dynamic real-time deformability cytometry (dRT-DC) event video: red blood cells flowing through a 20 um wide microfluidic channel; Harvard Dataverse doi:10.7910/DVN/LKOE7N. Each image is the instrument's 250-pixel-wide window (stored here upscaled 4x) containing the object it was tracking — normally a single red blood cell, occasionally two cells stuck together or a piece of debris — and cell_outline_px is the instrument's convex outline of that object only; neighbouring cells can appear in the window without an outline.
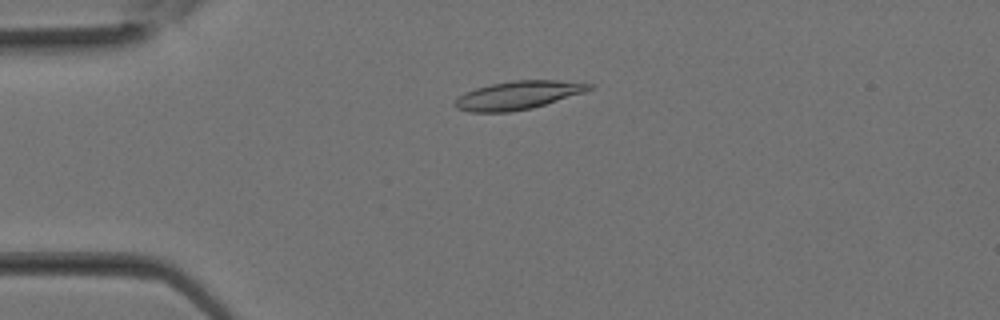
{"species": "Egyptian fruit bat (a non-hibernating species)", "species_latin": "Rousettus aegyptiacus", "temperature_condition": "room temperature", "stored_images_in_passage": 31, "camera_frame_rate_fps": 3000, "um_per_image_px": 0.085, "animal": {"sex": "female"}, "frame": {"image": 1, "passage_image": 8, "time_ms": 2.333, "image_size_px": [1000, 320], "cell_outline_px": [[596, 84], [592, 88], [584, 92], [532, 108], [508, 112], [472, 112], [456, 108], [452, 104], [464, 92], [476, 88], [492, 84], [512, 80], [556, 80]], "centroid_in_image_um": [44.02, 8.09], "position_along_channel_um": 41.0, "area_um2": 22.02}}
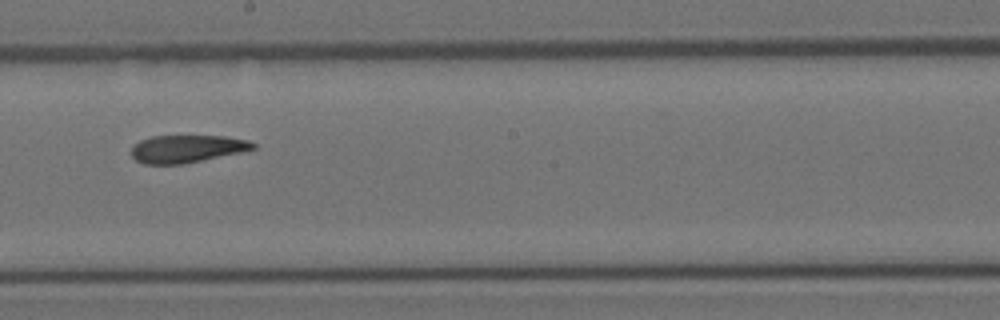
{"frame": {"image": 2, "passage_image": 18, "time_ms": 5.667, "image_size_px": [1000, 320], "cell_outline_px": [[256, 148], [240, 152], [180, 164], [144, 164], [136, 160], [132, 156], [132, 148], [140, 140], [152, 136], [224, 136], [248, 140], [256, 144]], "centroid_in_image_um": [15.88, 12.64], "position_along_channel_um": 232.3, "area_um2": 19.25}}
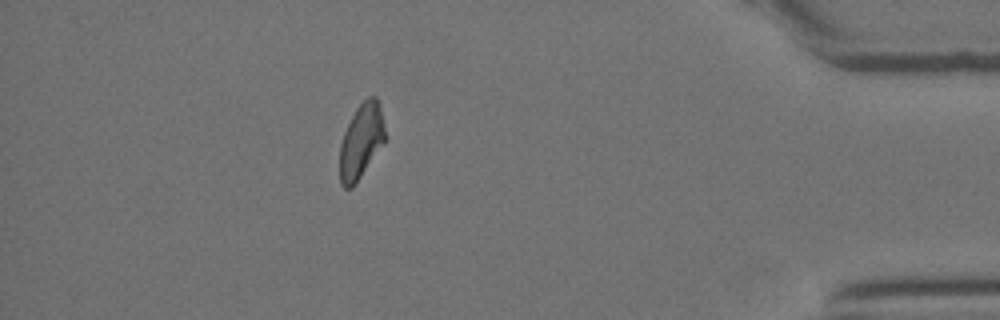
{"frame": {"image": 3, "passage_image": 28, "time_ms": 9.0, "image_size_px": [1000, 320], "cell_outline_px": [[384, 140], [352, 188], [344, 188], [340, 184], [340, 144], [344, 132], [356, 108], [368, 96], [376, 96], [380, 104], [384, 128]], "centroid_in_image_um": [30.67, 11.97], "position_along_channel_um": 404.5, "area_um2": 19.13}}